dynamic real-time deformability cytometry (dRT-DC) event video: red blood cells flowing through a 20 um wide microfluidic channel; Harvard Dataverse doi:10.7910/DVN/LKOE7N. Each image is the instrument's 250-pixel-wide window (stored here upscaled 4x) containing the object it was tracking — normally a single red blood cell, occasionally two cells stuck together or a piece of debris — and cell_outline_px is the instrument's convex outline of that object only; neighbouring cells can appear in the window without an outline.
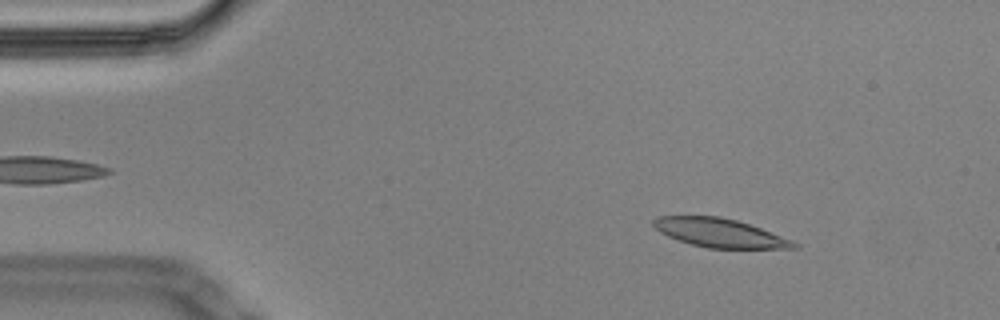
{"species": "Egyptian fruit bat (a non-hibernating species)", "species_latin": "Rousettus aegyptiacus", "temperature_condition": "cold", "stored_images_in_passage": 57, "camera_frame_rate_fps": 3000, "um_per_image_px": 0.085, "animal": {"sex": "male"}, "frame": {"image": 1, "passage_image": 7, "time_ms": 2.0, "image_size_px": [1000, 320], "cell_outline_px": [[800, 244], [796, 248], [708, 248], [692, 244], [668, 236], [660, 232], [652, 224], [652, 220], [660, 216], [720, 216], [736, 220], [760, 228], [792, 240]], "centroid_in_image_um": [61.17, 19.79], "position_along_channel_um": 23.8, "area_um2": 23.18}}
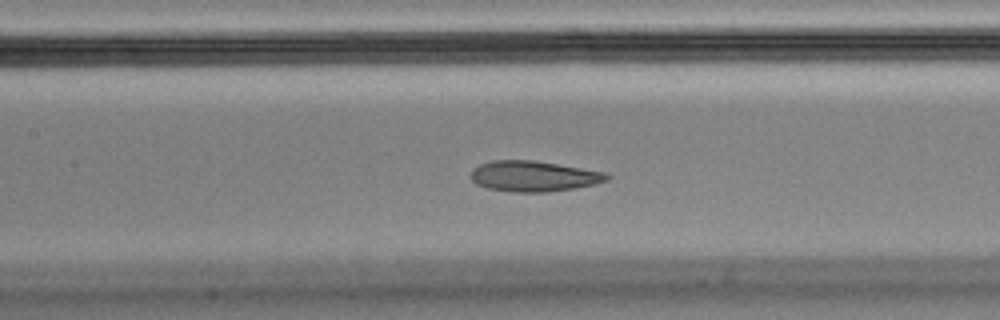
{"frame": {"image": 2, "passage_image": 25, "time_ms": 8.0, "image_size_px": [1000, 320], "cell_outline_px": [[612, 176], [608, 180], [576, 188], [548, 192], [512, 192], [488, 188], [476, 184], [472, 180], [472, 168], [480, 164], [492, 160], [532, 160], [604, 172]], "centroid_in_image_um": [45.34, 14.98], "position_along_channel_um": 162.1, "area_um2": 24.1}}
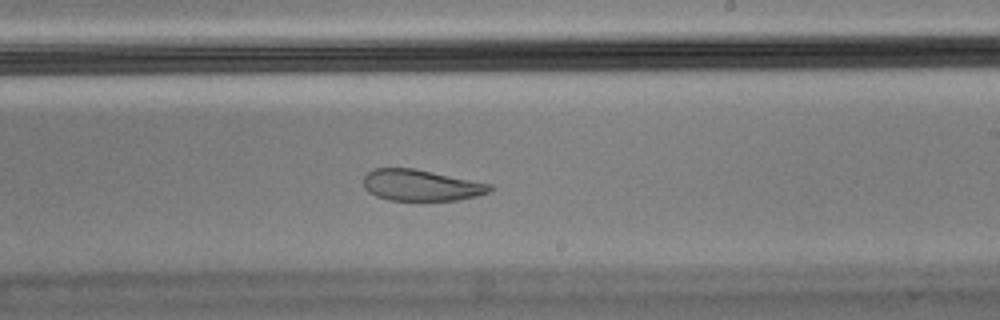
{"frame": {"image": 3, "passage_image": 33, "time_ms": 10.667, "image_size_px": [1000, 320], "cell_outline_px": [[492, 188], [488, 192], [476, 196], [460, 200], [388, 200], [376, 196], [368, 192], [364, 188], [364, 176], [372, 168], [412, 168], [492, 184]], "centroid_in_image_um": [35.75, 15.75], "position_along_channel_um": 253.2, "area_um2": 22.89}, "authors_computed_cell_mechanics": {"area_um2": 24.9696, "velocity_mm_per_s": 3.4309, "shape_relaxation_time_tau1_ms": null, "shape_relaxation_time_tau2_ms": 2.8073, "deformation_change_tau1": null, "deformation_change_tau2": 0.091}}